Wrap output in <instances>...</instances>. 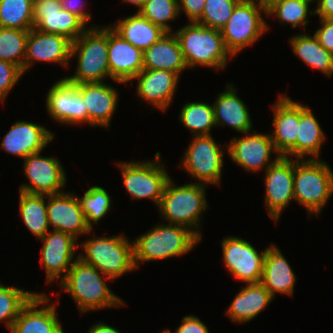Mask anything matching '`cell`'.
Returning <instances> with one entry per match:
<instances>
[{
    "label": "cell",
    "instance_id": "obj_1",
    "mask_svg": "<svg viewBox=\"0 0 333 333\" xmlns=\"http://www.w3.org/2000/svg\"><path fill=\"white\" fill-rule=\"evenodd\" d=\"M105 278L111 280L100 274L95 267L77 258L59 284L71 295L82 314L102 308L125 306L124 300L110 290Z\"/></svg>",
    "mask_w": 333,
    "mask_h": 333
},
{
    "label": "cell",
    "instance_id": "obj_2",
    "mask_svg": "<svg viewBox=\"0 0 333 333\" xmlns=\"http://www.w3.org/2000/svg\"><path fill=\"white\" fill-rule=\"evenodd\" d=\"M200 241L193 231L183 225L156 224L133 240L136 269L141 262L183 256L199 245Z\"/></svg>",
    "mask_w": 333,
    "mask_h": 333
},
{
    "label": "cell",
    "instance_id": "obj_3",
    "mask_svg": "<svg viewBox=\"0 0 333 333\" xmlns=\"http://www.w3.org/2000/svg\"><path fill=\"white\" fill-rule=\"evenodd\" d=\"M175 182L167 181L158 209L163 220L168 224L183 225L193 231L200 239V220L208 209L206 200L207 185L196 182L175 186ZM201 217V219H200Z\"/></svg>",
    "mask_w": 333,
    "mask_h": 333
},
{
    "label": "cell",
    "instance_id": "obj_4",
    "mask_svg": "<svg viewBox=\"0 0 333 333\" xmlns=\"http://www.w3.org/2000/svg\"><path fill=\"white\" fill-rule=\"evenodd\" d=\"M186 65L189 68L204 66L222 70L233 58L226 49L220 30L190 22L176 32Z\"/></svg>",
    "mask_w": 333,
    "mask_h": 333
},
{
    "label": "cell",
    "instance_id": "obj_5",
    "mask_svg": "<svg viewBox=\"0 0 333 333\" xmlns=\"http://www.w3.org/2000/svg\"><path fill=\"white\" fill-rule=\"evenodd\" d=\"M76 56L74 75L65 77L70 83L104 82L110 78L108 62V26H91L72 42L71 59Z\"/></svg>",
    "mask_w": 333,
    "mask_h": 333
},
{
    "label": "cell",
    "instance_id": "obj_6",
    "mask_svg": "<svg viewBox=\"0 0 333 333\" xmlns=\"http://www.w3.org/2000/svg\"><path fill=\"white\" fill-rule=\"evenodd\" d=\"M132 242V243H131ZM124 235L91 237L81 243L82 251L77 253L85 263L98 269L111 280L118 279L136 270L134 262V243Z\"/></svg>",
    "mask_w": 333,
    "mask_h": 333
},
{
    "label": "cell",
    "instance_id": "obj_7",
    "mask_svg": "<svg viewBox=\"0 0 333 333\" xmlns=\"http://www.w3.org/2000/svg\"><path fill=\"white\" fill-rule=\"evenodd\" d=\"M333 194V171L321 159L294 160V201L310 217L318 215Z\"/></svg>",
    "mask_w": 333,
    "mask_h": 333
},
{
    "label": "cell",
    "instance_id": "obj_8",
    "mask_svg": "<svg viewBox=\"0 0 333 333\" xmlns=\"http://www.w3.org/2000/svg\"><path fill=\"white\" fill-rule=\"evenodd\" d=\"M267 7L257 0H241L221 30L226 49L233 57L244 48L256 43L269 29L263 18Z\"/></svg>",
    "mask_w": 333,
    "mask_h": 333
},
{
    "label": "cell",
    "instance_id": "obj_9",
    "mask_svg": "<svg viewBox=\"0 0 333 333\" xmlns=\"http://www.w3.org/2000/svg\"><path fill=\"white\" fill-rule=\"evenodd\" d=\"M161 154L156 152L154 160L117 162L122 173L123 186L132 199H150L159 205L165 185L170 179L165 166L160 162Z\"/></svg>",
    "mask_w": 333,
    "mask_h": 333
},
{
    "label": "cell",
    "instance_id": "obj_10",
    "mask_svg": "<svg viewBox=\"0 0 333 333\" xmlns=\"http://www.w3.org/2000/svg\"><path fill=\"white\" fill-rule=\"evenodd\" d=\"M180 167L199 184L221 185L224 150L211 135L193 136ZM198 180V182H197Z\"/></svg>",
    "mask_w": 333,
    "mask_h": 333
},
{
    "label": "cell",
    "instance_id": "obj_11",
    "mask_svg": "<svg viewBox=\"0 0 333 333\" xmlns=\"http://www.w3.org/2000/svg\"><path fill=\"white\" fill-rule=\"evenodd\" d=\"M223 263L233 277L246 284L260 283L266 248L261 253L250 242L238 236H228L221 241Z\"/></svg>",
    "mask_w": 333,
    "mask_h": 333
},
{
    "label": "cell",
    "instance_id": "obj_12",
    "mask_svg": "<svg viewBox=\"0 0 333 333\" xmlns=\"http://www.w3.org/2000/svg\"><path fill=\"white\" fill-rule=\"evenodd\" d=\"M42 151L24 158L23 171L29 182L22 184L19 191L29 194L53 195L63 191L66 173L59 159L43 157ZM30 183V184H29Z\"/></svg>",
    "mask_w": 333,
    "mask_h": 333
},
{
    "label": "cell",
    "instance_id": "obj_13",
    "mask_svg": "<svg viewBox=\"0 0 333 333\" xmlns=\"http://www.w3.org/2000/svg\"><path fill=\"white\" fill-rule=\"evenodd\" d=\"M253 131L244 133L245 137L242 138L233 137L225 149H227L230 159L237 165L248 172L256 173V171L269 168L281 156L275 149L270 133L260 134ZM273 152L276 153V157L272 161Z\"/></svg>",
    "mask_w": 333,
    "mask_h": 333
},
{
    "label": "cell",
    "instance_id": "obj_14",
    "mask_svg": "<svg viewBox=\"0 0 333 333\" xmlns=\"http://www.w3.org/2000/svg\"><path fill=\"white\" fill-rule=\"evenodd\" d=\"M265 205L276 223L282 211L294 200V159L281 156L265 170Z\"/></svg>",
    "mask_w": 333,
    "mask_h": 333
},
{
    "label": "cell",
    "instance_id": "obj_15",
    "mask_svg": "<svg viewBox=\"0 0 333 333\" xmlns=\"http://www.w3.org/2000/svg\"><path fill=\"white\" fill-rule=\"evenodd\" d=\"M39 240L43 242L40 261L46 272V282L51 284L59 279L60 283L78 258H75L78 239L69 233L52 230Z\"/></svg>",
    "mask_w": 333,
    "mask_h": 333
},
{
    "label": "cell",
    "instance_id": "obj_16",
    "mask_svg": "<svg viewBox=\"0 0 333 333\" xmlns=\"http://www.w3.org/2000/svg\"><path fill=\"white\" fill-rule=\"evenodd\" d=\"M46 95V109L53 120L63 125L88 124L87 108L77 84L60 78Z\"/></svg>",
    "mask_w": 333,
    "mask_h": 333
},
{
    "label": "cell",
    "instance_id": "obj_17",
    "mask_svg": "<svg viewBox=\"0 0 333 333\" xmlns=\"http://www.w3.org/2000/svg\"><path fill=\"white\" fill-rule=\"evenodd\" d=\"M33 26L44 33L65 36L72 42L88 29L79 17L62 9L60 0H33Z\"/></svg>",
    "mask_w": 333,
    "mask_h": 333
},
{
    "label": "cell",
    "instance_id": "obj_18",
    "mask_svg": "<svg viewBox=\"0 0 333 333\" xmlns=\"http://www.w3.org/2000/svg\"><path fill=\"white\" fill-rule=\"evenodd\" d=\"M47 218L52 230L71 234L76 239L93 232L86 223L78 195L61 192L47 195Z\"/></svg>",
    "mask_w": 333,
    "mask_h": 333
},
{
    "label": "cell",
    "instance_id": "obj_19",
    "mask_svg": "<svg viewBox=\"0 0 333 333\" xmlns=\"http://www.w3.org/2000/svg\"><path fill=\"white\" fill-rule=\"evenodd\" d=\"M56 306V303L49 302L47 295L35 294L20 310L11 333H65L57 317Z\"/></svg>",
    "mask_w": 333,
    "mask_h": 333
},
{
    "label": "cell",
    "instance_id": "obj_20",
    "mask_svg": "<svg viewBox=\"0 0 333 333\" xmlns=\"http://www.w3.org/2000/svg\"><path fill=\"white\" fill-rule=\"evenodd\" d=\"M272 110L274 131L270 134L275 149L280 156L296 158V140L299 126V102L287 94H281Z\"/></svg>",
    "mask_w": 333,
    "mask_h": 333
},
{
    "label": "cell",
    "instance_id": "obj_21",
    "mask_svg": "<svg viewBox=\"0 0 333 333\" xmlns=\"http://www.w3.org/2000/svg\"><path fill=\"white\" fill-rule=\"evenodd\" d=\"M72 41L59 34H48L35 28L29 31L26 41L24 73L35 62L57 63L69 67Z\"/></svg>",
    "mask_w": 333,
    "mask_h": 333
},
{
    "label": "cell",
    "instance_id": "obj_22",
    "mask_svg": "<svg viewBox=\"0 0 333 333\" xmlns=\"http://www.w3.org/2000/svg\"><path fill=\"white\" fill-rule=\"evenodd\" d=\"M108 62L111 79L129 83L144 69L143 51L120 37L108 25Z\"/></svg>",
    "mask_w": 333,
    "mask_h": 333
},
{
    "label": "cell",
    "instance_id": "obj_23",
    "mask_svg": "<svg viewBox=\"0 0 333 333\" xmlns=\"http://www.w3.org/2000/svg\"><path fill=\"white\" fill-rule=\"evenodd\" d=\"M54 133L45 126L24 120L16 121L3 137L0 149L25 157L43 151L54 139Z\"/></svg>",
    "mask_w": 333,
    "mask_h": 333
},
{
    "label": "cell",
    "instance_id": "obj_24",
    "mask_svg": "<svg viewBox=\"0 0 333 333\" xmlns=\"http://www.w3.org/2000/svg\"><path fill=\"white\" fill-rule=\"evenodd\" d=\"M180 76L161 69H143L133 80H137V96L163 112L172 103Z\"/></svg>",
    "mask_w": 333,
    "mask_h": 333
},
{
    "label": "cell",
    "instance_id": "obj_25",
    "mask_svg": "<svg viewBox=\"0 0 333 333\" xmlns=\"http://www.w3.org/2000/svg\"><path fill=\"white\" fill-rule=\"evenodd\" d=\"M77 88L87 108L88 124L109 128L118 104L117 90L104 82L77 84Z\"/></svg>",
    "mask_w": 333,
    "mask_h": 333
},
{
    "label": "cell",
    "instance_id": "obj_26",
    "mask_svg": "<svg viewBox=\"0 0 333 333\" xmlns=\"http://www.w3.org/2000/svg\"><path fill=\"white\" fill-rule=\"evenodd\" d=\"M296 275L276 244L266 248L261 284L273 297L278 293L293 296Z\"/></svg>",
    "mask_w": 333,
    "mask_h": 333
},
{
    "label": "cell",
    "instance_id": "obj_27",
    "mask_svg": "<svg viewBox=\"0 0 333 333\" xmlns=\"http://www.w3.org/2000/svg\"><path fill=\"white\" fill-rule=\"evenodd\" d=\"M212 104L216 126H229L242 135L252 131L253 125L249 109L237 96V89L232 83L226 84V90L219 93Z\"/></svg>",
    "mask_w": 333,
    "mask_h": 333
},
{
    "label": "cell",
    "instance_id": "obj_28",
    "mask_svg": "<svg viewBox=\"0 0 333 333\" xmlns=\"http://www.w3.org/2000/svg\"><path fill=\"white\" fill-rule=\"evenodd\" d=\"M274 297L261 283H250L242 288L226 310L233 322L243 324L256 318Z\"/></svg>",
    "mask_w": 333,
    "mask_h": 333
},
{
    "label": "cell",
    "instance_id": "obj_29",
    "mask_svg": "<svg viewBox=\"0 0 333 333\" xmlns=\"http://www.w3.org/2000/svg\"><path fill=\"white\" fill-rule=\"evenodd\" d=\"M143 67L171 71L179 76L188 69L174 32H167L143 52Z\"/></svg>",
    "mask_w": 333,
    "mask_h": 333
},
{
    "label": "cell",
    "instance_id": "obj_30",
    "mask_svg": "<svg viewBox=\"0 0 333 333\" xmlns=\"http://www.w3.org/2000/svg\"><path fill=\"white\" fill-rule=\"evenodd\" d=\"M120 37L143 52L159 41L167 32L151 23L139 12L109 25Z\"/></svg>",
    "mask_w": 333,
    "mask_h": 333
},
{
    "label": "cell",
    "instance_id": "obj_31",
    "mask_svg": "<svg viewBox=\"0 0 333 333\" xmlns=\"http://www.w3.org/2000/svg\"><path fill=\"white\" fill-rule=\"evenodd\" d=\"M325 133L309 106L299 103V126L296 140V159H318Z\"/></svg>",
    "mask_w": 333,
    "mask_h": 333
},
{
    "label": "cell",
    "instance_id": "obj_32",
    "mask_svg": "<svg viewBox=\"0 0 333 333\" xmlns=\"http://www.w3.org/2000/svg\"><path fill=\"white\" fill-rule=\"evenodd\" d=\"M289 43L296 56L307 66L320 70L327 77L333 74V53L328 52L313 35L295 34Z\"/></svg>",
    "mask_w": 333,
    "mask_h": 333
},
{
    "label": "cell",
    "instance_id": "obj_33",
    "mask_svg": "<svg viewBox=\"0 0 333 333\" xmlns=\"http://www.w3.org/2000/svg\"><path fill=\"white\" fill-rule=\"evenodd\" d=\"M45 196L19 191V213L27 229L38 239L50 229Z\"/></svg>",
    "mask_w": 333,
    "mask_h": 333
},
{
    "label": "cell",
    "instance_id": "obj_34",
    "mask_svg": "<svg viewBox=\"0 0 333 333\" xmlns=\"http://www.w3.org/2000/svg\"><path fill=\"white\" fill-rule=\"evenodd\" d=\"M180 122L189 129L193 136L211 135L216 127L214 107L203 102H187L179 113Z\"/></svg>",
    "mask_w": 333,
    "mask_h": 333
},
{
    "label": "cell",
    "instance_id": "obj_35",
    "mask_svg": "<svg viewBox=\"0 0 333 333\" xmlns=\"http://www.w3.org/2000/svg\"><path fill=\"white\" fill-rule=\"evenodd\" d=\"M314 1L307 0H275L267 6V17H276L280 24H290L292 28L303 27L306 31V24L310 21L307 19L308 14L315 15V11L309 10V4ZM310 12V13H309Z\"/></svg>",
    "mask_w": 333,
    "mask_h": 333
},
{
    "label": "cell",
    "instance_id": "obj_36",
    "mask_svg": "<svg viewBox=\"0 0 333 333\" xmlns=\"http://www.w3.org/2000/svg\"><path fill=\"white\" fill-rule=\"evenodd\" d=\"M0 27L33 29V0H0Z\"/></svg>",
    "mask_w": 333,
    "mask_h": 333
},
{
    "label": "cell",
    "instance_id": "obj_37",
    "mask_svg": "<svg viewBox=\"0 0 333 333\" xmlns=\"http://www.w3.org/2000/svg\"><path fill=\"white\" fill-rule=\"evenodd\" d=\"M28 34L26 30L0 27V60L18 66L23 74Z\"/></svg>",
    "mask_w": 333,
    "mask_h": 333
},
{
    "label": "cell",
    "instance_id": "obj_38",
    "mask_svg": "<svg viewBox=\"0 0 333 333\" xmlns=\"http://www.w3.org/2000/svg\"><path fill=\"white\" fill-rule=\"evenodd\" d=\"M78 199L85 215L86 223L91 230H93L95 224H98L107 215L112 207L111 196L101 186H91L84 193V196H78Z\"/></svg>",
    "mask_w": 333,
    "mask_h": 333
},
{
    "label": "cell",
    "instance_id": "obj_39",
    "mask_svg": "<svg viewBox=\"0 0 333 333\" xmlns=\"http://www.w3.org/2000/svg\"><path fill=\"white\" fill-rule=\"evenodd\" d=\"M35 294L37 292L0 284V321L5 323L9 331L20 310Z\"/></svg>",
    "mask_w": 333,
    "mask_h": 333
},
{
    "label": "cell",
    "instance_id": "obj_40",
    "mask_svg": "<svg viewBox=\"0 0 333 333\" xmlns=\"http://www.w3.org/2000/svg\"><path fill=\"white\" fill-rule=\"evenodd\" d=\"M138 12L166 32H172L169 22L180 16L178 0H145Z\"/></svg>",
    "mask_w": 333,
    "mask_h": 333
},
{
    "label": "cell",
    "instance_id": "obj_41",
    "mask_svg": "<svg viewBox=\"0 0 333 333\" xmlns=\"http://www.w3.org/2000/svg\"><path fill=\"white\" fill-rule=\"evenodd\" d=\"M240 1L241 0H205L203 13L196 23L221 31Z\"/></svg>",
    "mask_w": 333,
    "mask_h": 333
},
{
    "label": "cell",
    "instance_id": "obj_42",
    "mask_svg": "<svg viewBox=\"0 0 333 333\" xmlns=\"http://www.w3.org/2000/svg\"><path fill=\"white\" fill-rule=\"evenodd\" d=\"M23 71L16 65L0 60V101L5 102L8 94L16 86Z\"/></svg>",
    "mask_w": 333,
    "mask_h": 333
},
{
    "label": "cell",
    "instance_id": "obj_43",
    "mask_svg": "<svg viewBox=\"0 0 333 333\" xmlns=\"http://www.w3.org/2000/svg\"><path fill=\"white\" fill-rule=\"evenodd\" d=\"M319 22L322 26L314 32V36L328 52L333 53V20L320 18Z\"/></svg>",
    "mask_w": 333,
    "mask_h": 333
},
{
    "label": "cell",
    "instance_id": "obj_44",
    "mask_svg": "<svg viewBox=\"0 0 333 333\" xmlns=\"http://www.w3.org/2000/svg\"><path fill=\"white\" fill-rule=\"evenodd\" d=\"M167 330L172 333L169 329ZM175 333H209V330L199 317L189 315L182 318V322L175 329Z\"/></svg>",
    "mask_w": 333,
    "mask_h": 333
},
{
    "label": "cell",
    "instance_id": "obj_45",
    "mask_svg": "<svg viewBox=\"0 0 333 333\" xmlns=\"http://www.w3.org/2000/svg\"><path fill=\"white\" fill-rule=\"evenodd\" d=\"M179 12L185 13L190 22H196L202 15L205 0H178Z\"/></svg>",
    "mask_w": 333,
    "mask_h": 333
},
{
    "label": "cell",
    "instance_id": "obj_46",
    "mask_svg": "<svg viewBox=\"0 0 333 333\" xmlns=\"http://www.w3.org/2000/svg\"><path fill=\"white\" fill-rule=\"evenodd\" d=\"M62 9L79 17L86 25L91 20V13L86 12L82 0H60Z\"/></svg>",
    "mask_w": 333,
    "mask_h": 333
},
{
    "label": "cell",
    "instance_id": "obj_47",
    "mask_svg": "<svg viewBox=\"0 0 333 333\" xmlns=\"http://www.w3.org/2000/svg\"><path fill=\"white\" fill-rule=\"evenodd\" d=\"M315 15L319 18L333 20V0H316Z\"/></svg>",
    "mask_w": 333,
    "mask_h": 333
},
{
    "label": "cell",
    "instance_id": "obj_48",
    "mask_svg": "<svg viewBox=\"0 0 333 333\" xmlns=\"http://www.w3.org/2000/svg\"><path fill=\"white\" fill-rule=\"evenodd\" d=\"M87 333H121L118 329L107 325L104 322H98L93 324V326L88 330Z\"/></svg>",
    "mask_w": 333,
    "mask_h": 333
},
{
    "label": "cell",
    "instance_id": "obj_49",
    "mask_svg": "<svg viewBox=\"0 0 333 333\" xmlns=\"http://www.w3.org/2000/svg\"><path fill=\"white\" fill-rule=\"evenodd\" d=\"M123 2L137 6L138 7L137 12H138L143 7L145 0H123Z\"/></svg>",
    "mask_w": 333,
    "mask_h": 333
},
{
    "label": "cell",
    "instance_id": "obj_50",
    "mask_svg": "<svg viewBox=\"0 0 333 333\" xmlns=\"http://www.w3.org/2000/svg\"><path fill=\"white\" fill-rule=\"evenodd\" d=\"M261 5H264L265 7H267L268 5H270L273 1L275 0H257Z\"/></svg>",
    "mask_w": 333,
    "mask_h": 333
},
{
    "label": "cell",
    "instance_id": "obj_51",
    "mask_svg": "<svg viewBox=\"0 0 333 333\" xmlns=\"http://www.w3.org/2000/svg\"><path fill=\"white\" fill-rule=\"evenodd\" d=\"M162 333H170V332L166 329Z\"/></svg>",
    "mask_w": 333,
    "mask_h": 333
}]
</instances>
